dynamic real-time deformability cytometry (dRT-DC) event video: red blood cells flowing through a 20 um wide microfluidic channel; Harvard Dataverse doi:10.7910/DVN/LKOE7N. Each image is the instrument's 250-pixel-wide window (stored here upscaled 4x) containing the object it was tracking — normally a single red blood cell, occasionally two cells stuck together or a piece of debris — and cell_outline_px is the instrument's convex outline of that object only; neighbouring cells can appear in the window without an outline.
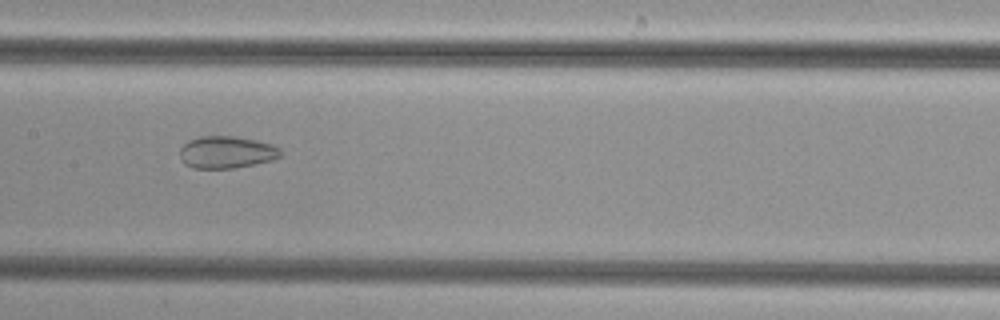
{"species": "common noctule bat (a hibernating species)", "species_latin": "Nyctalus noctula", "temperature_condition": "cold", "stored_images_in_passage": 51, "camera_frame_rate_fps": 3000, "um_per_image_px": 0.085, "animal": {"sex": "female", "body_mass_g": 29.2, "forearm_length_mm": 56.3}, "frame": {"image": 1, "passage_image": 26, "time_ms": 8.333, "image_size_px": [1000, 320], "cell_outline_px": [[280, 156], [272, 160], [236, 168], [192, 168], [184, 164], [180, 160], [180, 148], [188, 140], [200, 136], [236, 136], [256, 140], [272, 144], [280, 148]], "centroid_in_image_um": [19.22, 12.93], "position_along_channel_um": 188.2, "area_um2": 19.02}}
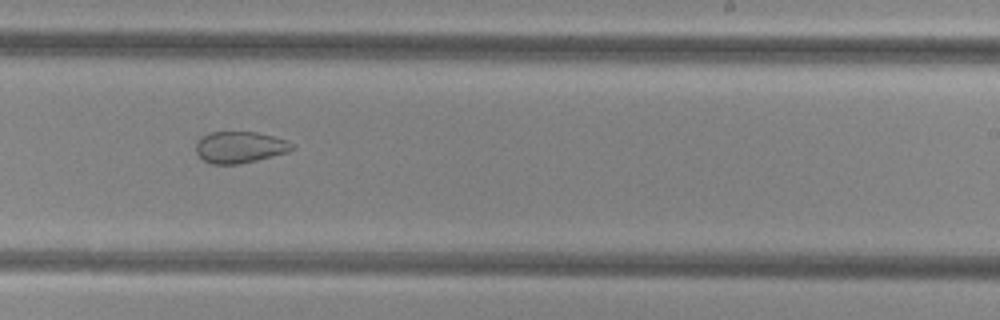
{"frame": {"image": 2, "passage_image": 32, "time_ms": 10.333, "image_size_px": [1000, 320], "cell_outline_px": [[296, 148], [288, 152], [256, 160], [236, 164], [212, 164], [204, 160], [196, 152], [196, 140], [200, 136], [208, 132], [256, 132], [288, 140]], "centroid_in_image_um": [20.37, 12.5], "position_along_channel_um": 268.6, "area_um2": 17.69}}
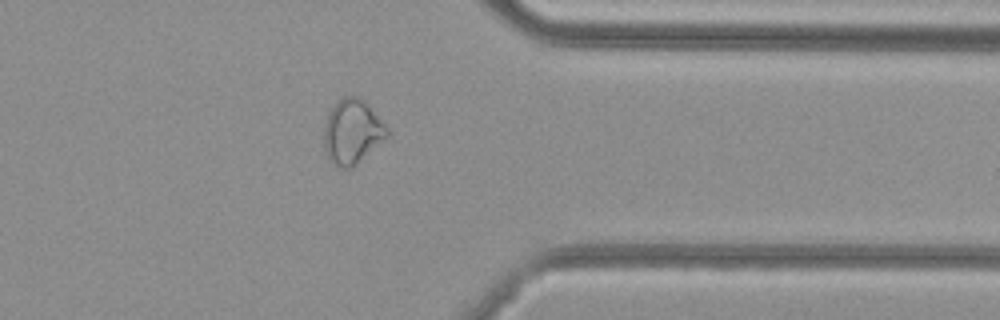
{"frame": {"image": 3, "passage_image": 41, "time_ms": 13.333, "image_size_px": [1000, 320], "cell_outline_px": [[388, 136], [352, 168], [340, 168], [332, 164], [328, 160], [324, 148], [324, 124], [328, 112], [336, 100], [344, 96], [356, 96], [364, 100], [388, 128]], "centroid_in_image_um": [29.9, 11.2], "position_along_channel_um": 381.5, "area_um2": 23.87}}